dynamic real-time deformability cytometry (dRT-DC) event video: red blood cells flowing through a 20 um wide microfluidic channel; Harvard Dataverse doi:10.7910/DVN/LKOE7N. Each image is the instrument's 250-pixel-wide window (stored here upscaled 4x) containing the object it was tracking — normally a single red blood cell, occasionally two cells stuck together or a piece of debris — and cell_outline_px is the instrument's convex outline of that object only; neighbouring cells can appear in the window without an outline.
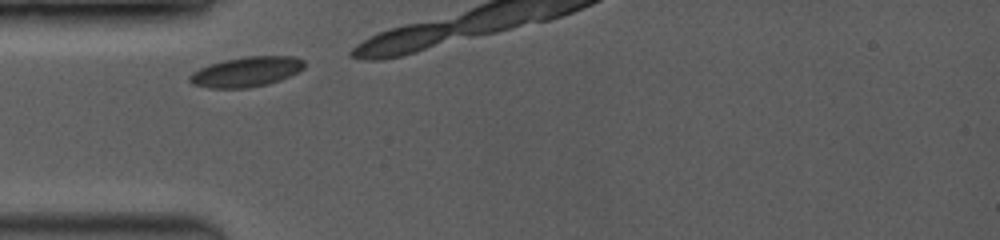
{"species": "common noctule bat (a hibernating species)", "species_latin": "Nyctalus noctula", "temperature_condition": "room temperature", "stored_images_in_passage": 4, "camera_frame_rate_fps": 3500, "um_per_image_px": 0.085, "animal": {"sex": "female", "body_mass_g": 19.0, "forearm_length_mm": 53.3}, "frame": {"image": 1, "passage_image": 1, "time_ms": 0.0, "image_size_px": [1000, 240], "cell_outline_px": [[304, 68], [288, 76], [268, 84], [244, 88], [208, 88], [192, 84], [188, 80], [188, 76], [192, 72], [208, 64], [224, 60], [248, 56], [296, 56], [304, 60]], "centroid_in_image_um": [20.9, 6.1], "position_along_channel_um": 64.1, "area_um2": 20.0}}